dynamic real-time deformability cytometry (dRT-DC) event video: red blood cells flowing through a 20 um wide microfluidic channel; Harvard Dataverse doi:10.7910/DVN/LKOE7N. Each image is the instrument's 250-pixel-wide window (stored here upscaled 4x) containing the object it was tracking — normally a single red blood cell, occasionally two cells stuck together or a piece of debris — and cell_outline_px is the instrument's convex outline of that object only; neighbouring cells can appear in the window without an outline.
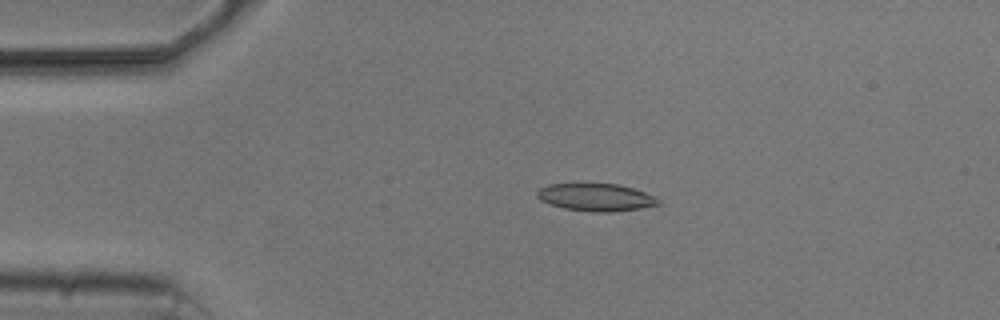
{"species": "common noctule bat (a hibernating species)", "species_latin": "Nyctalus noctula", "temperature_condition": "cold", "stored_images_in_passage": 4, "camera_frame_rate_fps": 3000, "um_per_image_px": 0.085, "animal": {"sex": "male", "body_mass_g": 20.5, "forearm_length_mm": 52.5}, "frame": {"image": 1, "passage_image": 3, "time_ms": 3.333, "image_size_px": [1000, 320], "cell_outline_px": [[660, 204], [640, 208], [612, 212], [592, 212], [564, 208], [540, 200], [536, 196], [536, 192], [540, 188], [548, 184], [580, 180], [616, 184], [632, 188], [644, 192], [660, 200]], "centroid_in_image_um": [50.57, 16.71], "position_along_channel_um": 34.4, "area_um2": 20.17}}